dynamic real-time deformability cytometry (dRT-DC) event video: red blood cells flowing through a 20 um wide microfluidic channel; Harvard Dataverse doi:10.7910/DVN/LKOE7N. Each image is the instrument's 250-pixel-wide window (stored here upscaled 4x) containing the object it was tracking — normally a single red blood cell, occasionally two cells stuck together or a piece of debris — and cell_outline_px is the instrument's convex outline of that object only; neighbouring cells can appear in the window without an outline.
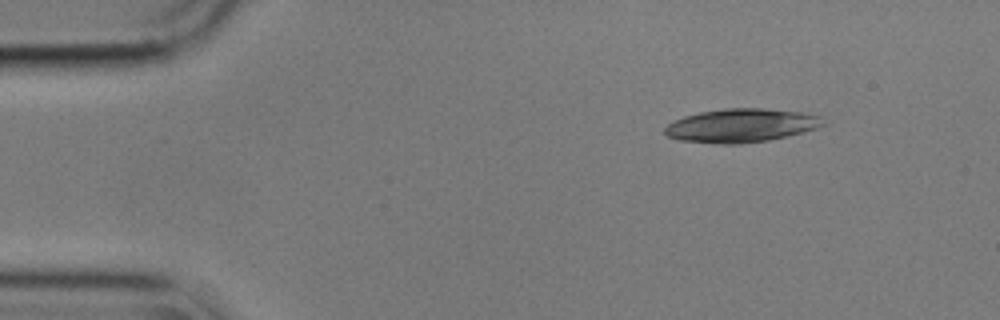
{"species": "common noctule bat (a hibernating species)", "species_latin": "Nyctalus noctula", "temperature_condition": "cold", "stored_images_in_passage": 49, "camera_frame_rate_fps": 3000, "um_per_image_px": 0.085, "animal": {"sex": "male", "body_mass_g": 17.9}, "frame": {"image": 1, "passage_image": 1, "time_ms": 0.0, "image_size_px": [1000, 320], "cell_outline_px": [[824, 124], [816, 128], [768, 140], [736, 144], [720, 144], [680, 140], [668, 136], [664, 132], [664, 128], [668, 124], [684, 116], [700, 112], [724, 108], [764, 108], [800, 112], [820, 116]], "centroid_in_image_um": [62.95, 10.66], "position_along_channel_um": 22.0, "area_um2": 30.58}}